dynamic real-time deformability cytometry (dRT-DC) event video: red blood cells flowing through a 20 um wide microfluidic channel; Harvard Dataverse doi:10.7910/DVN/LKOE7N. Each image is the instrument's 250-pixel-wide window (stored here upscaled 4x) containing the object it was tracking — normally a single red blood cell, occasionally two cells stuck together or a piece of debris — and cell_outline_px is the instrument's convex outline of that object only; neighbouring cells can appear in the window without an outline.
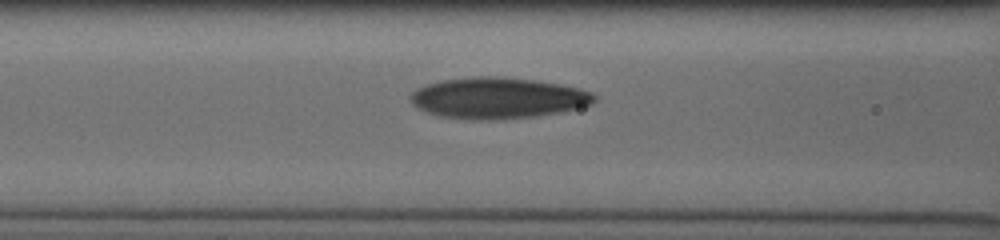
{"species": "human", "species_latin": "Homo sapiens", "temperature_condition": "cold", "stored_images_in_passage": 40, "camera_frame_rate_fps": 3000, "um_per_image_px": 0.085, "donor": {"sex": "male"}, "frame": {"image": 1, "passage_image": 16, "time_ms": 5.0, "image_size_px": [1000, 240], "cell_outline_px": [[596, 100], [588, 104], [560, 112], [536, 116], [492, 120], [472, 120], [440, 116], [416, 108], [412, 104], [408, 96], [416, 88], [440, 80], [472, 76], [504, 76], [560, 84], [580, 88], [592, 92], [596, 96]], "centroid_in_image_um": [42.25, 8.32], "position_along_channel_um": 124.3, "area_um2": 44.22}}
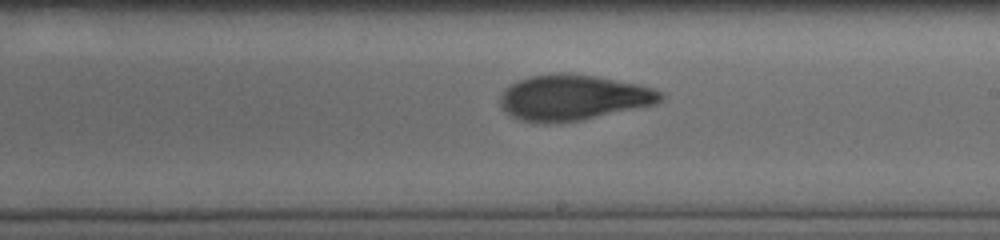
{"frame": {"image": 2, "passage_image": 25, "time_ms": 8.0, "image_size_px": [1000, 240], "cell_outline_px": [[664, 96], [660, 100], [652, 104], [580, 120], [544, 124], [520, 120], [512, 116], [500, 104], [500, 96], [512, 84], [520, 80], [532, 76], [556, 72], [596, 76], [636, 84], [652, 88], [660, 92]], "centroid_in_image_um": [48.68, 8.29], "position_along_channel_um": 240.3, "area_um2": 41.73}}
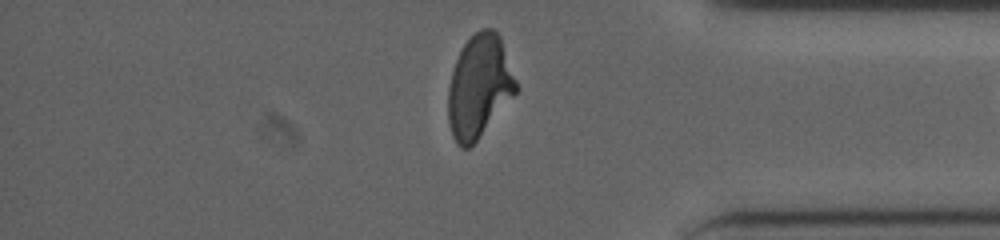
{"frame": {"image": 3, "passage_image": 38, "time_ms": 12.333, "image_size_px": [1000, 240], "cell_outline_px": [[520, 88], [476, 140], [468, 148], [460, 148], [456, 144], [452, 136], [448, 120], [448, 88], [452, 72], [456, 60], [464, 44], [480, 28], [492, 28], [500, 36]], "centroid_in_image_um": [40.74, 7.34], "position_along_channel_um": 394.5, "area_um2": 40.46}}